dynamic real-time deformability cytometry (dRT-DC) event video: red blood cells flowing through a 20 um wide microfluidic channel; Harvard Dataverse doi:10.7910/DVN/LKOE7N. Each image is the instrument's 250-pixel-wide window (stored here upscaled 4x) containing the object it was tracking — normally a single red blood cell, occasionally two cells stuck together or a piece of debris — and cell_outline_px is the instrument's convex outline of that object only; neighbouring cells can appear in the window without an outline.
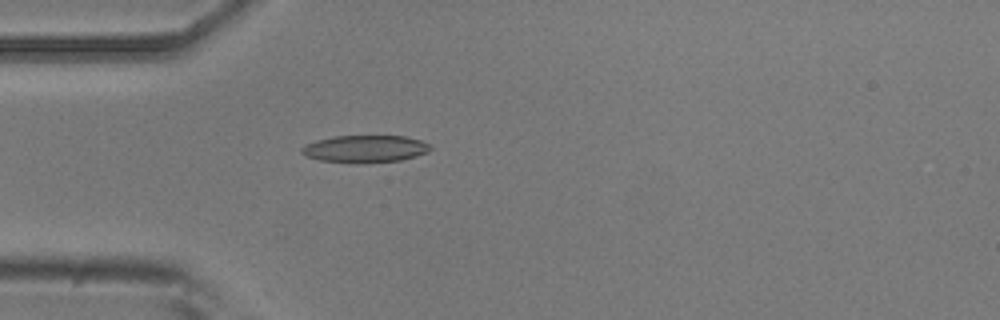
{"species": "common noctule bat (a hibernating species)", "species_latin": "Nyctalus noctula", "temperature_condition": "room temperature", "stored_images_in_passage": 1, "camera_frame_rate_fps": 3000, "um_per_image_px": 0.085, "animal": {"sex": "male", "body_mass_g": 20.5, "forearm_length_mm": 52.5}, "frame": {"image": 1, "passage_image": 1, "time_ms": 0.0, "image_size_px": [1000, 320], "cell_outline_px": [[432, 148], [428, 152], [416, 156], [400, 160], [320, 160], [308, 156], [300, 152], [300, 148], [316, 140], [336, 136], [404, 136], [420, 140], [428, 144]], "centroid_in_image_um": [31.07, 12.6], "position_along_channel_um": 53.9, "area_um2": 19.25}}